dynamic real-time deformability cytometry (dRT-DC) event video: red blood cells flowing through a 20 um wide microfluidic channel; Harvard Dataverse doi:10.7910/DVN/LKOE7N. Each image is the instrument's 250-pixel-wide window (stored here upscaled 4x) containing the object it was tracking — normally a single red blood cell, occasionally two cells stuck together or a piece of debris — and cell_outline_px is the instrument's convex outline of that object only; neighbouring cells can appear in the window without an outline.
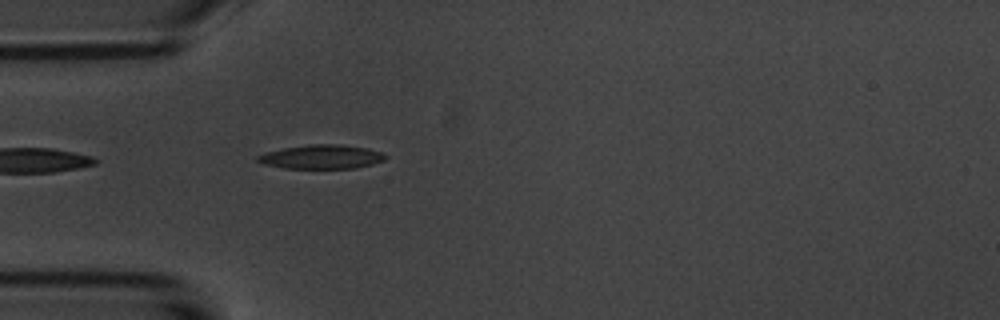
{"species": "common noctule bat (a hibernating species)", "species_latin": "Nyctalus noctula", "temperature_condition": "room temperature", "stored_images_in_passage": 5, "camera_frame_rate_fps": 3000, "um_per_image_px": 0.085, "animal": {"sex": "male", "body_mass_g": 20.1, "forearm_length_mm": 53.5}, "frame": {"image": 1, "passage_image": 5, "time_ms": 4.667, "image_size_px": [1000, 320], "cell_outline_px": [[388, 156], [384, 160], [372, 164], [356, 168], [284, 168], [264, 164], [256, 160], [256, 156], [264, 152], [284, 148], [308, 144], [344, 144], [368, 148], [380, 152]], "centroid_in_image_um": [27.33, 13.32], "position_along_channel_um": 57.7, "area_um2": 17.98}}